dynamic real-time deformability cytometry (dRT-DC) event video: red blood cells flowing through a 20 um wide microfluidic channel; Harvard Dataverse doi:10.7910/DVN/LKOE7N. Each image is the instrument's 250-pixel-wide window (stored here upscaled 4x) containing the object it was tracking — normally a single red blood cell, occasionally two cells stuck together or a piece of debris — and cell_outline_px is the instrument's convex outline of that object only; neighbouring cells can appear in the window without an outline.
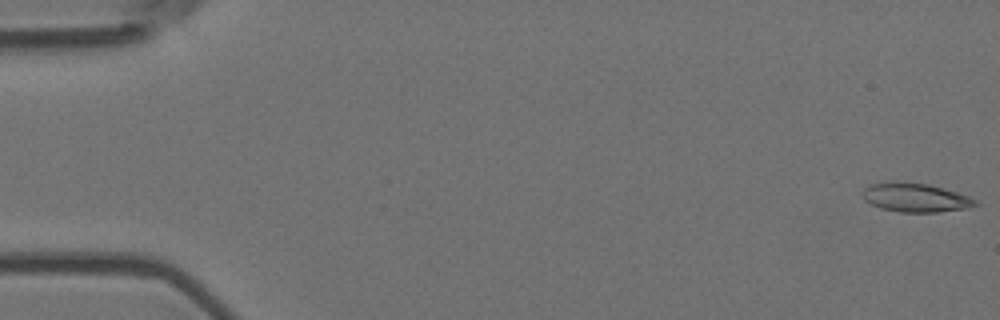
{"species": "Egyptian fruit bat (a non-hibernating species)", "species_latin": "Rousettus aegyptiacus", "temperature_condition": "room temperature", "stored_images_in_passage": 58, "segment_of_instrument_passage": [1, 2], "camera_frame_rate_fps": 3000, "um_per_image_px": 0.085, "animal": {"sex": "female"}, "frame": {"image": 1, "passage_image": 1, "time_ms": 0.0, "image_size_px": [1000, 320], "cell_outline_px": [[980, 204], [968, 208], [936, 212], [900, 212], [880, 208], [864, 200], [860, 192], [864, 188], [872, 184], [892, 180], [896, 180], [928, 184], [956, 192], [968, 196], [976, 200]], "centroid_in_image_um": [77.77, 16.78], "position_along_channel_um": 7.2, "area_um2": 19.19}}
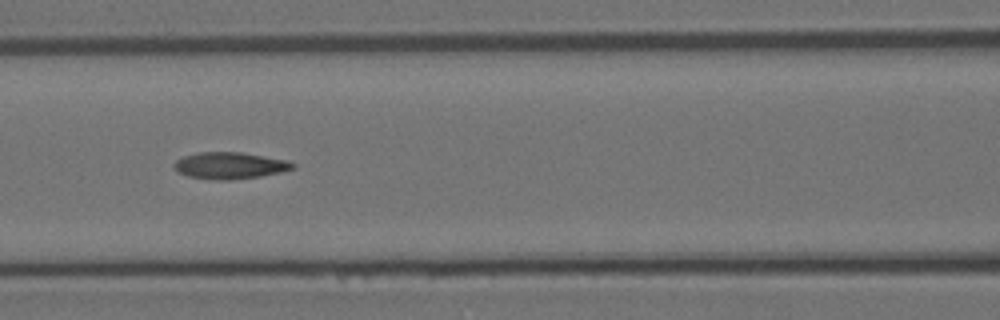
{"frame": {"image": 2, "passage_image": 25, "time_ms": 8.0, "image_size_px": [1000, 320], "cell_outline_px": [[296, 168], [280, 172], [260, 176], [232, 180], [216, 180], [188, 176], [180, 172], [176, 168], [176, 160], [184, 156], [200, 152], [240, 152], [288, 160], [296, 164]], "centroid_in_image_um": [19.6, 14.07], "position_along_channel_um": 147.0, "area_um2": 18.26}}
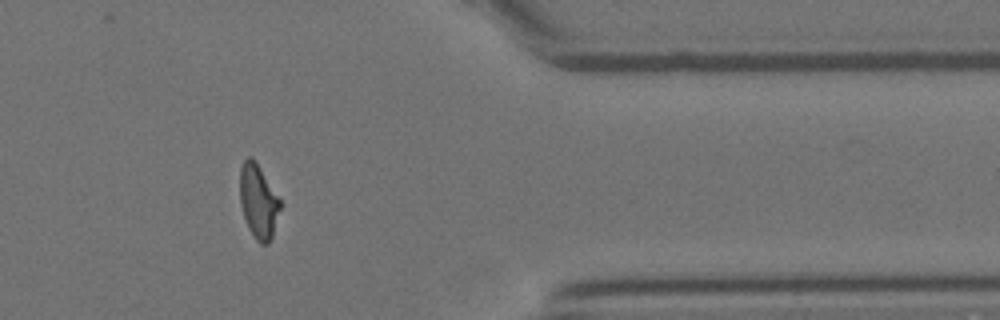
{"frame": {"image": 3, "passage_image": 47, "time_ms": 15.333, "image_size_px": [1000, 320], "cell_outline_px": [[280, 208], [272, 236], [268, 244], [260, 244], [256, 240], [248, 228], [240, 204], [240, 168], [244, 160], [248, 156], [252, 156], [256, 160], [280, 200]], "centroid_in_image_um": [21.94, 17.09], "position_along_channel_um": 389.5, "area_um2": 17.28}}